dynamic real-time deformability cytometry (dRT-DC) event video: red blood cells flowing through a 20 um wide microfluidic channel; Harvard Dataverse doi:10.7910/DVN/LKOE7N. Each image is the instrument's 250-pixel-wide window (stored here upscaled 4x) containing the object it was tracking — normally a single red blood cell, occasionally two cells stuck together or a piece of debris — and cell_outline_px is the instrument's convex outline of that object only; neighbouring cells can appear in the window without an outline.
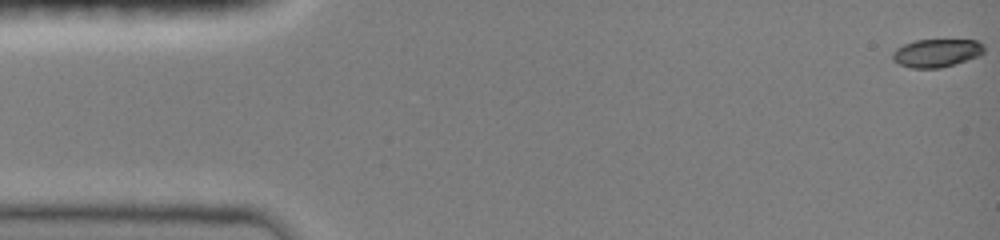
{"species": "common noctule bat (a hibernating species)", "species_latin": "Nyctalus noctula", "temperature_condition": "room temperature", "stored_images_in_passage": 33, "camera_frame_rate_fps": 3000, "um_per_image_px": 0.085, "animal": {"sex": "female", "body_mass_g": 19.0, "forearm_length_mm": 51.5}, "frame": {"image": 1, "passage_image": 1, "time_ms": 0.0, "image_size_px": [1000, 240], "cell_outline_px": [[984, 52], [980, 56], [940, 68], [912, 68], [900, 64], [892, 60], [892, 52], [896, 48], [904, 44], [916, 40], [976, 40], [984, 44]], "centroid_in_image_um": [79.61, 4.5], "position_along_channel_um": 5.4, "area_um2": 15.03}}
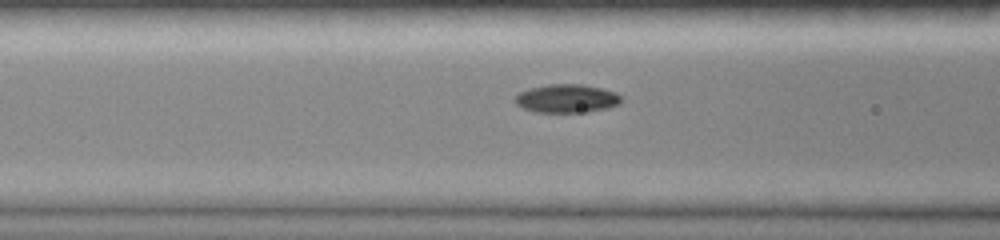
{"frame": {"image": 2, "passage_image": 19, "time_ms": 6.0, "image_size_px": [1000, 240], "cell_outline_px": [[624, 100], [620, 104], [608, 108], [588, 112], [536, 112], [524, 108], [516, 104], [516, 96], [520, 92], [528, 88], [548, 84], [584, 84], [616, 92]], "centroid_in_image_um": [48.22, 8.37], "position_along_channel_um": 118.4, "area_um2": 17.69}}
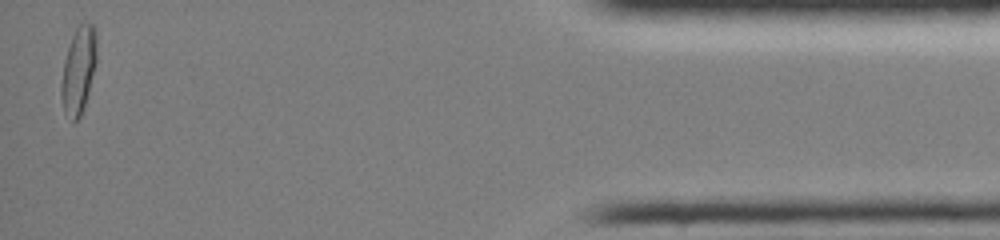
{"frame": {"image": 3, "passage_image": 33, "time_ms": 15.333, "image_size_px": [1000, 240], "cell_outline_px": [[96, 64], [84, 108], [80, 116], [72, 124], [64, 112], [60, 96], [60, 84], [64, 60], [72, 36], [76, 28], [80, 24], [92, 24], [96, 28]], "centroid_in_image_um": [6.66, 6.02], "position_along_channel_um": 428.5, "area_um2": 18.09}, "authors_computed_cell_mechanics": {"area_um2": 16.6464, "velocity_mm_per_s": 4.0625, "shape_relaxation_time_tau1_ms": 4.2078, "shape_relaxation_time_tau2_ms": 4.0969, "deformation_change_tau1": 0.1622, "deformation_change_tau2": 0.0489}}